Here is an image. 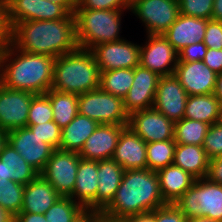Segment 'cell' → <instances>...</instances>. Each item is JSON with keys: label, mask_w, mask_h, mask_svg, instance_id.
Returning <instances> with one entry per match:
<instances>
[{"label": "cell", "mask_w": 222, "mask_h": 222, "mask_svg": "<svg viewBox=\"0 0 222 222\" xmlns=\"http://www.w3.org/2000/svg\"><path fill=\"white\" fill-rule=\"evenodd\" d=\"M10 43L27 53L54 58L77 49L74 13L68 18L46 21H22L10 33Z\"/></svg>", "instance_id": "cell-1"}, {"label": "cell", "mask_w": 222, "mask_h": 222, "mask_svg": "<svg viewBox=\"0 0 222 222\" xmlns=\"http://www.w3.org/2000/svg\"><path fill=\"white\" fill-rule=\"evenodd\" d=\"M54 63L52 56L27 53L10 43L0 53V83L11 89L45 94L51 89Z\"/></svg>", "instance_id": "cell-2"}, {"label": "cell", "mask_w": 222, "mask_h": 222, "mask_svg": "<svg viewBox=\"0 0 222 222\" xmlns=\"http://www.w3.org/2000/svg\"><path fill=\"white\" fill-rule=\"evenodd\" d=\"M164 204L155 171L125 170L114 199L102 212L109 217L126 219L153 211Z\"/></svg>", "instance_id": "cell-3"}, {"label": "cell", "mask_w": 222, "mask_h": 222, "mask_svg": "<svg viewBox=\"0 0 222 222\" xmlns=\"http://www.w3.org/2000/svg\"><path fill=\"white\" fill-rule=\"evenodd\" d=\"M100 73L91 50L78 47L55 58L51 89L84 94L99 88Z\"/></svg>", "instance_id": "cell-4"}, {"label": "cell", "mask_w": 222, "mask_h": 222, "mask_svg": "<svg viewBox=\"0 0 222 222\" xmlns=\"http://www.w3.org/2000/svg\"><path fill=\"white\" fill-rule=\"evenodd\" d=\"M124 10L75 9L78 46L91 49L95 45L122 40L121 14Z\"/></svg>", "instance_id": "cell-5"}, {"label": "cell", "mask_w": 222, "mask_h": 222, "mask_svg": "<svg viewBox=\"0 0 222 222\" xmlns=\"http://www.w3.org/2000/svg\"><path fill=\"white\" fill-rule=\"evenodd\" d=\"M174 204L186 218L205 216L222 221V185L207 178L196 179Z\"/></svg>", "instance_id": "cell-6"}, {"label": "cell", "mask_w": 222, "mask_h": 222, "mask_svg": "<svg viewBox=\"0 0 222 222\" xmlns=\"http://www.w3.org/2000/svg\"><path fill=\"white\" fill-rule=\"evenodd\" d=\"M78 113L99 124L128 125L129 113L124 100L103 91L100 87L78 95Z\"/></svg>", "instance_id": "cell-7"}, {"label": "cell", "mask_w": 222, "mask_h": 222, "mask_svg": "<svg viewBox=\"0 0 222 222\" xmlns=\"http://www.w3.org/2000/svg\"><path fill=\"white\" fill-rule=\"evenodd\" d=\"M130 11L145 24L146 35L165 33L180 14L178 0H131Z\"/></svg>", "instance_id": "cell-8"}, {"label": "cell", "mask_w": 222, "mask_h": 222, "mask_svg": "<svg viewBox=\"0 0 222 222\" xmlns=\"http://www.w3.org/2000/svg\"><path fill=\"white\" fill-rule=\"evenodd\" d=\"M80 159L78 152L55 149L40 174L61 197H71Z\"/></svg>", "instance_id": "cell-9"}, {"label": "cell", "mask_w": 222, "mask_h": 222, "mask_svg": "<svg viewBox=\"0 0 222 222\" xmlns=\"http://www.w3.org/2000/svg\"><path fill=\"white\" fill-rule=\"evenodd\" d=\"M10 30L22 21H46L68 18L71 13L62 5L47 0H6Z\"/></svg>", "instance_id": "cell-10"}, {"label": "cell", "mask_w": 222, "mask_h": 222, "mask_svg": "<svg viewBox=\"0 0 222 222\" xmlns=\"http://www.w3.org/2000/svg\"><path fill=\"white\" fill-rule=\"evenodd\" d=\"M140 46L122 39L116 42L98 44L90 50L100 72L121 68H135L140 64Z\"/></svg>", "instance_id": "cell-11"}, {"label": "cell", "mask_w": 222, "mask_h": 222, "mask_svg": "<svg viewBox=\"0 0 222 222\" xmlns=\"http://www.w3.org/2000/svg\"><path fill=\"white\" fill-rule=\"evenodd\" d=\"M146 44L140 46V65L159 76L174 74L178 52L162 35H148Z\"/></svg>", "instance_id": "cell-12"}, {"label": "cell", "mask_w": 222, "mask_h": 222, "mask_svg": "<svg viewBox=\"0 0 222 222\" xmlns=\"http://www.w3.org/2000/svg\"><path fill=\"white\" fill-rule=\"evenodd\" d=\"M35 94L7 88L0 83V129L6 132L27 127L28 112Z\"/></svg>", "instance_id": "cell-13"}, {"label": "cell", "mask_w": 222, "mask_h": 222, "mask_svg": "<svg viewBox=\"0 0 222 222\" xmlns=\"http://www.w3.org/2000/svg\"><path fill=\"white\" fill-rule=\"evenodd\" d=\"M128 127L146 143L174 139L175 123L153 107L131 113Z\"/></svg>", "instance_id": "cell-14"}, {"label": "cell", "mask_w": 222, "mask_h": 222, "mask_svg": "<svg viewBox=\"0 0 222 222\" xmlns=\"http://www.w3.org/2000/svg\"><path fill=\"white\" fill-rule=\"evenodd\" d=\"M7 142L39 174L44 170L47 161L55 150L51 145L43 142L28 127L8 131Z\"/></svg>", "instance_id": "cell-15"}, {"label": "cell", "mask_w": 222, "mask_h": 222, "mask_svg": "<svg viewBox=\"0 0 222 222\" xmlns=\"http://www.w3.org/2000/svg\"><path fill=\"white\" fill-rule=\"evenodd\" d=\"M188 94L173 75L160 76L153 108L174 123L184 118Z\"/></svg>", "instance_id": "cell-16"}, {"label": "cell", "mask_w": 222, "mask_h": 222, "mask_svg": "<svg viewBox=\"0 0 222 222\" xmlns=\"http://www.w3.org/2000/svg\"><path fill=\"white\" fill-rule=\"evenodd\" d=\"M174 76L188 96L214 93L217 74L203 61L178 62Z\"/></svg>", "instance_id": "cell-17"}, {"label": "cell", "mask_w": 222, "mask_h": 222, "mask_svg": "<svg viewBox=\"0 0 222 222\" xmlns=\"http://www.w3.org/2000/svg\"><path fill=\"white\" fill-rule=\"evenodd\" d=\"M160 76L141 66L134 68V79L128 94L123 99L129 115L135 111L153 107L157 84Z\"/></svg>", "instance_id": "cell-18"}, {"label": "cell", "mask_w": 222, "mask_h": 222, "mask_svg": "<svg viewBox=\"0 0 222 222\" xmlns=\"http://www.w3.org/2000/svg\"><path fill=\"white\" fill-rule=\"evenodd\" d=\"M128 125L99 124L79 152L84 160L112 159L122 130Z\"/></svg>", "instance_id": "cell-19"}, {"label": "cell", "mask_w": 222, "mask_h": 222, "mask_svg": "<svg viewBox=\"0 0 222 222\" xmlns=\"http://www.w3.org/2000/svg\"><path fill=\"white\" fill-rule=\"evenodd\" d=\"M147 143L126 126L118 139L112 159L124 170L147 169Z\"/></svg>", "instance_id": "cell-20"}, {"label": "cell", "mask_w": 222, "mask_h": 222, "mask_svg": "<svg viewBox=\"0 0 222 222\" xmlns=\"http://www.w3.org/2000/svg\"><path fill=\"white\" fill-rule=\"evenodd\" d=\"M98 161L79 160L76 182L71 196L86 211L97 212ZM78 200V201H77Z\"/></svg>", "instance_id": "cell-21"}, {"label": "cell", "mask_w": 222, "mask_h": 222, "mask_svg": "<svg viewBox=\"0 0 222 222\" xmlns=\"http://www.w3.org/2000/svg\"><path fill=\"white\" fill-rule=\"evenodd\" d=\"M208 19L179 14L176 21L162 35L179 52L193 43L202 42Z\"/></svg>", "instance_id": "cell-22"}, {"label": "cell", "mask_w": 222, "mask_h": 222, "mask_svg": "<svg viewBox=\"0 0 222 222\" xmlns=\"http://www.w3.org/2000/svg\"><path fill=\"white\" fill-rule=\"evenodd\" d=\"M60 197L53 186L38 174L24 187L21 212L45 214Z\"/></svg>", "instance_id": "cell-23"}, {"label": "cell", "mask_w": 222, "mask_h": 222, "mask_svg": "<svg viewBox=\"0 0 222 222\" xmlns=\"http://www.w3.org/2000/svg\"><path fill=\"white\" fill-rule=\"evenodd\" d=\"M124 171L113 159L98 161L97 212H102L114 199Z\"/></svg>", "instance_id": "cell-24"}, {"label": "cell", "mask_w": 222, "mask_h": 222, "mask_svg": "<svg viewBox=\"0 0 222 222\" xmlns=\"http://www.w3.org/2000/svg\"><path fill=\"white\" fill-rule=\"evenodd\" d=\"M165 203H175L195 182L191 174L174 164L156 172Z\"/></svg>", "instance_id": "cell-25"}, {"label": "cell", "mask_w": 222, "mask_h": 222, "mask_svg": "<svg viewBox=\"0 0 222 222\" xmlns=\"http://www.w3.org/2000/svg\"><path fill=\"white\" fill-rule=\"evenodd\" d=\"M209 160L203 146L176 144L173 164L196 179L206 178Z\"/></svg>", "instance_id": "cell-26"}, {"label": "cell", "mask_w": 222, "mask_h": 222, "mask_svg": "<svg viewBox=\"0 0 222 222\" xmlns=\"http://www.w3.org/2000/svg\"><path fill=\"white\" fill-rule=\"evenodd\" d=\"M98 126L97 121L78 113L67 126L62 128L59 149L79 153L86 139Z\"/></svg>", "instance_id": "cell-27"}, {"label": "cell", "mask_w": 222, "mask_h": 222, "mask_svg": "<svg viewBox=\"0 0 222 222\" xmlns=\"http://www.w3.org/2000/svg\"><path fill=\"white\" fill-rule=\"evenodd\" d=\"M222 107L214 94L188 96L184 118L201 121L209 125L221 120Z\"/></svg>", "instance_id": "cell-28"}, {"label": "cell", "mask_w": 222, "mask_h": 222, "mask_svg": "<svg viewBox=\"0 0 222 222\" xmlns=\"http://www.w3.org/2000/svg\"><path fill=\"white\" fill-rule=\"evenodd\" d=\"M0 160L4 162L5 178L18 184L27 185L39 174L8 142L1 149Z\"/></svg>", "instance_id": "cell-29"}, {"label": "cell", "mask_w": 222, "mask_h": 222, "mask_svg": "<svg viewBox=\"0 0 222 222\" xmlns=\"http://www.w3.org/2000/svg\"><path fill=\"white\" fill-rule=\"evenodd\" d=\"M53 110V121L62 129L78 114V95L50 89L47 93Z\"/></svg>", "instance_id": "cell-30"}, {"label": "cell", "mask_w": 222, "mask_h": 222, "mask_svg": "<svg viewBox=\"0 0 222 222\" xmlns=\"http://www.w3.org/2000/svg\"><path fill=\"white\" fill-rule=\"evenodd\" d=\"M133 79L134 68L102 71L99 87L107 93L124 99L132 86Z\"/></svg>", "instance_id": "cell-31"}, {"label": "cell", "mask_w": 222, "mask_h": 222, "mask_svg": "<svg viewBox=\"0 0 222 222\" xmlns=\"http://www.w3.org/2000/svg\"><path fill=\"white\" fill-rule=\"evenodd\" d=\"M209 127L204 122L183 118L175 123L174 140L176 144L203 146Z\"/></svg>", "instance_id": "cell-32"}, {"label": "cell", "mask_w": 222, "mask_h": 222, "mask_svg": "<svg viewBox=\"0 0 222 222\" xmlns=\"http://www.w3.org/2000/svg\"><path fill=\"white\" fill-rule=\"evenodd\" d=\"M175 148L174 139L147 143V169L157 172L173 164Z\"/></svg>", "instance_id": "cell-33"}, {"label": "cell", "mask_w": 222, "mask_h": 222, "mask_svg": "<svg viewBox=\"0 0 222 222\" xmlns=\"http://www.w3.org/2000/svg\"><path fill=\"white\" fill-rule=\"evenodd\" d=\"M85 212L71 197H60L44 216L48 222H76Z\"/></svg>", "instance_id": "cell-34"}, {"label": "cell", "mask_w": 222, "mask_h": 222, "mask_svg": "<svg viewBox=\"0 0 222 222\" xmlns=\"http://www.w3.org/2000/svg\"><path fill=\"white\" fill-rule=\"evenodd\" d=\"M24 187L12 180H0V206L15 217L23 206Z\"/></svg>", "instance_id": "cell-35"}, {"label": "cell", "mask_w": 222, "mask_h": 222, "mask_svg": "<svg viewBox=\"0 0 222 222\" xmlns=\"http://www.w3.org/2000/svg\"><path fill=\"white\" fill-rule=\"evenodd\" d=\"M53 121V110L49 96L45 94H35L30 104L27 125H37Z\"/></svg>", "instance_id": "cell-36"}, {"label": "cell", "mask_w": 222, "mask_h": 222, "mask_svg": "<svg viewBox=\"0 0 222 222\" xmlns=\"http://www.w3.org/2000/svg\"><path fill=\"white\" fill-rule=\"evenodd\" d=\"M180 14L203 19H212L214 0H178Z\"/></svg>", "instance_id": "cell-37"}, {"label": "cell", "mask_w": 222, "mask_h": 222, "mask_svg": "<svg viewBox=\"0 0 222 222\" xmlns=\"http://www.w3.org/2000/svg\"><path fill=\"white\" fill-rule=\"evenodd\" d=\"M43 142L51 145L54 149H59L62 129L54 121L37 125H27Z\"/></svg>", "instance_id": "cell-38"}, {"label": "cell", "mask_w": 222, "mask_h": 222, "mask_svg": "<svg viewBox=\"0 0 222 222\" xmlns=\"http://www.w3.org/2000/svg\"><path fill=\"white\" fill-rule=\"evenodd\" d=\"M203 148L209 159L222 155V124L210 125L204 139Z\"/></svg>", "instance_id": "cell-39"}, {"label": "cell", "mask_w": 222, "mask_h": 222, "mask_svg": "<svg viewBox=\"0 0 222 222\" xmlns=\"http://www.w3.org/2000/svg\"><path fill=\"white\" fill-rule=\"evenodd\" d=\"M131 0H76L75 9L129 10Z\"/></svg>", "instance_id": "cell-40"}, {"label": "cell", "mask_w": 222, "mask_h": 222, "mask_svg": "<svg viewBox=\"0 0 222 222\" xmlns=\"http://www.w3.org/2000/svg\"><path fill=\"white\" fill-rule=\"evenodd\" d=\"M203 42L207 48L222 49V21L208 20Z\"/></svg>", "instance_id": "cell-41"}, {"label": "cell", "mask_w": 222, "mask_h": 222, "mask_svg": "<svg viewBox=\"0 0 222 222\" xmlns=\"http://www.w3.org/2000/svg\"><path fill=\"white\" fill-rule=\"evenodd\" d=\"M156 222H187V218L174 203L156 208Z\"/></svg>", "instance_id": "cell-42"}, {"label": "cell", "mask_w": 222, "mask_h": 222, "mask_svg": "<svg viewBox=\"0 0 222 222\" xmlns=\"http://www.w3.org/2000/svg\"><path fill=\"white\" fill-rule=\"evenodd\" d=\"M206 53L207 46L203 41L193 43L178 52V62L202 61Z\"/></svg>", "instance_id": "cell-43"}, {"label": "cell", "mask_w": 222, "mask_h": 222, "mask_svg": "<svg viewBox=\"0 0 222 222\" xmlns=\"http://www.w3.org/2000/svg\"><path fill=\"white\" fill-rule=\"evenodd\" d=\"M10 33L5 6H0V53L9 46Z\"/></svg>", "instance_id": "cell-44"}, {"label": "cell", "mask_w": 222, "mask_h": 222, "mask_svg": "<svg viewBox=\"0 0 222 222\" xmlns=\"http://www.w3.org/2000/svg\"><path fill=\"white\" fill-rule=\"evenodd\" d=\"M202 61L216 74L222 73V49L207 48V53Z\"/></svg>", "instance_id": "cell-45"}, {"label": "cell", "mask_w": 222, "mask_h": 222, "mask_svg": "<svg viewBox=\"0 0 222 222\" xmlns=\"http://www.w3.org/2000/svg\"><path fill=\"white\" fill-rule=\"evenodd\" d=\"M206 178L213 183L222 185V155L209 160Z\"/></svg>", "instance_id": "cell-46"}, {"label": "cell", "mask_w": 222, "mask_h": 222, "mask_svg": "<svg viewBox=\"0 0 222 222\" xmlns=\"http://www.w3.org/2000/svg\"><path fill=\"white\" fill-rule=\"evenodd\" d=\"M15 222H48V220H46L44 214L20 212L15 217Z\"/></svg>", "instance_id": "cell-47"}, {"label": "cell", "mask_w": 222, "mask_h": 222, "mask_svg": "<svg viewBox=\"0 0 222 222\" xmlns=\"http://www.w3.org/2000/svg\"><path fill=\"white\" fill-rule=\"evenodd\" d=\"M127 222H156V209L126 218Z\"/></svg>", "instance_id": "cell-48"}, {"label": "cell", "mask_w": 222, "mask_h": 222, "mask_svg": "<svg viewBox=\"0 0 222 222\" xmlns=\"http://www.w3.org/2000/svg\"><path fill=\"white\" fill-rule=\"evenodd\" d=\"M94 222H127L126 219L122 218H113L104 214L103 212H95V221Z\"/></svg>", "instance_id": "cell-49"}, {"label": "cell", "mask_w": 222, "mask_h": 222, "mask_svg": "<svg viewBox=\"0 0 222 222\" xmlns=\"http://www.w3.org/2000/svg\"><path fill=\"white\" fill-rule=\"evenodd\" d=\"M212 19L222 21V0H214Z\"/></svg>", "instance_id": "cell-50"}, {"label": "cell", "mask_w": 222, "mask_h": 222, "mask_svg": "<svg viewBox=\"0 0 222 222\" xmlns=\"http://www.w3.org/2000/svg\"><path fill=\"white\" fill-rule=\"evenodd\" d=\"M213 94L219 100L220 106L222 107V73L216 76V85Z\"/></svg>", "instance_id": "cell-51"}, {"label": "cell", "mask_w": 222, "mask_h": 222, "mask_svg": "<svg viewBox=\"0 0 222 222\" xmlns=\"http://www.w3.org/2000/svg\"><path fill=\"white\" fill-rule=\"evenodd\" d=\"M64 6L71 14L75 12L76 0H47Z\"/></svg>", "instance_id": "cell-52"}, {"label": "cell", "mask_w": 222, "mask_h": 222, "mask_svg": "<svg viewBox=\"0 0 222 222\" xmlns=\"http://www.w3.org/2000/svg\"><path fill=\"white\" fill-rule=\"evenodd\" d=\"M0 222H15V216L0 206Z\"/></svg>", "instance_id": "cell-53"}, {"label": "cell", "mask_w": 222, "mask_h": 222, "mask_svg": "<svg viewBox=\"0 0 222 222\" xmlns=\"http://www.w3.org/2000/svg\"><path fill=\"white\" fill-rule=\"evenodd\" d=\"M95 212L86 211L76 222H94Z\"/></svg>", "instance_id": "cell-54"}, {"label": "cell", "mask_w": 222, "mask_h": 222, "mask_svg": "<svg viewBox=\"0 0 222 222\" xmlns=\"http://www.w3.org/2000/svg\"><path fill=\"white\" fill-rule=\"evenodd\" d=\"M187 222H220V221L210 219L205 216H200V217H194V218H187Z\"/></svg>", "instance_id": "cell-55"}, {"label": "cell", "mask_w": 222, "mask_h": 222, "mask_svg": "<svg viewBox=\"0 0 222 222\" xmlns=\"http://www.w3.org/2000/svg\"><path fill=\"white\" fill-rule=\"evenodd\" d=\"M7 142V132L5 130L0 129V152L3 145Z\"/></svg>", "instance_id": "cell-56"}, {"label": "cell", "mask_w": 222, "mask_h": 222, "mask_svg": "<svg viewBox=\"0 0 222 222\" xmlns=\"http://www.w3.org/2000/svg\"><path fill=\"white\" fill-rule=\"evenodd\" d=\"M0 180H10L9 178H5V171H4V162L0 160Z\"/></svg>", "instance_id": "cell-57"}, {"label": "cell", "mask_w": 222, "mask_h": 222, "mask_svg": "<svg viewBox=\"0 0 222 222\" xmlns=\"http://www.w3.org/2000/svg\"><path fill=\"white\" fill-rule=\"evenodd\" d=\"M6 0H0V6H5Z\"/></svg>", "instance_id": "cell-58"}]
</instances>
